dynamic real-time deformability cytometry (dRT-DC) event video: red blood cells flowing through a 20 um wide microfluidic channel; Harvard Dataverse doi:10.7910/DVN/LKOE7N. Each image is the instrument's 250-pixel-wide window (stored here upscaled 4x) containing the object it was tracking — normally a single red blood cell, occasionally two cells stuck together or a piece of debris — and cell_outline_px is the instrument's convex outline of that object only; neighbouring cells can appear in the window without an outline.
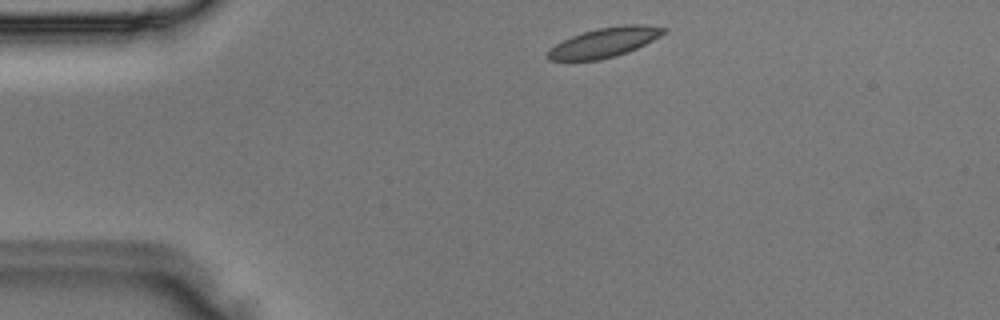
{"species": "Egyptian fruit bat (a non-hibernating species)", "species_latin": "Rousettus aegyptiacus", "temperature_condition": "room temperature", "stored_images_in_passage": 2, "camera_frame_rate_fps": 3000, "um_per_image_px": 0.085, "animal": {"sex": "male"}, "frame": {"image": 1, "passage_image": 1, "time_ms": 0.0, "image_size_px": [1000, 320], "cell_outline_px": [[668, 32], [628, 52], [616, 56], [600, 60], [548, 60], [544, 56], [556, 44], [572, 36], [596, 28], [620, 24], [644, 24], [668, 28]], "centroid_in_image_um": [51.41, 3.59], "position_along_channel_um": 33.6, "area_um2": 20.06}}